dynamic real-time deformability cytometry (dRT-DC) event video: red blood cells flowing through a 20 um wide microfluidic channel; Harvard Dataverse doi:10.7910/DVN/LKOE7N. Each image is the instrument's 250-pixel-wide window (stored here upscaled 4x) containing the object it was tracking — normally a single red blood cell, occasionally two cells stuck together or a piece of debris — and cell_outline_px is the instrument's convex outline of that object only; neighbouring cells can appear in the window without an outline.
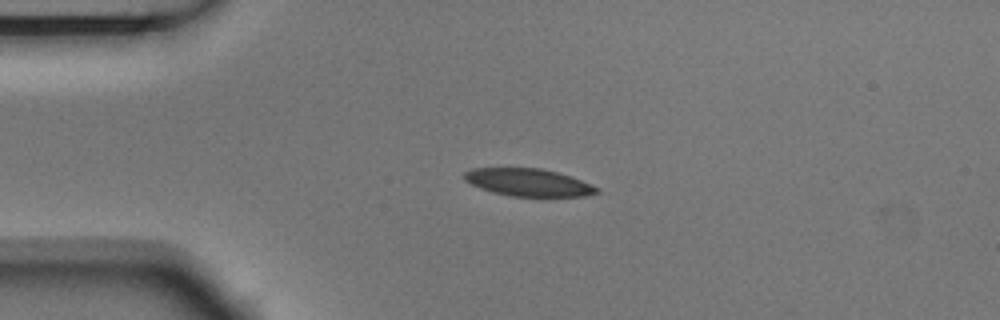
{"species": "Egyptian fruit bat (a non-hibernating species)", "species_latin": "Rousettus aegyptiacus", "temperature_condition": "room temperature", "stored_images_in_passage": 4, "camera_frame_rate_fps": 3000, "um_per_image_px": 0.085, "animal": {"sex": "male"}, "frame": {"image": 1, "passage_image": 3, "time_ms": 0.667, "image_size_px": [1000, 320], "cell_outline_px": [[600, 192], [588, 196], [512, 196], [492, 192], [480, 188], [464, 180], [464, 172], [472, 168], [540, 168], [556, 172], [580, 180], [600, 188]], "centroid_in_image_um": [44.9, 15.51], "position_along_channel_um": 40.1, "area_um2": 21.1}}